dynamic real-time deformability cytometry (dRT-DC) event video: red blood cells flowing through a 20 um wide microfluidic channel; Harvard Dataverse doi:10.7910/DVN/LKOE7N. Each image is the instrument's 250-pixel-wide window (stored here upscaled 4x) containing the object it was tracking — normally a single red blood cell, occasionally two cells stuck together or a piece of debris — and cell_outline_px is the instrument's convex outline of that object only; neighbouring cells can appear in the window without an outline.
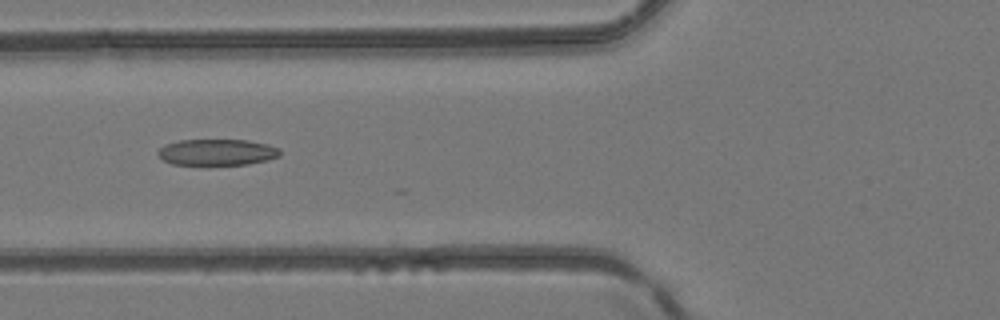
{"species": "common noctule bat (a hibernating species)", "species_latin": "Nyctalus noctula", "temperature_condition": "room temperature", "stored_images_in_passage": 24, "camera_frame_rate_fps": 3000, "um_per_image_px": 0.085, "animal": {"sex": "female", "body_mass_g": 24.6, "forearm_length_mm": 56.2}, "frame": {"image": 1, "passage_image": 20, "time_ms": 6.333, "image_size_px": [1000, 320], "cell_outline_px": [[280, 156], [268, 160], [248, 164], [208, 168], [172, 164], [164, 160], [156, 152], [164, 144], [180, 140], [248, 140], [268, 144], [280, 148]], "centroid_in_image_um": [18.43, 12.99], "position_along_channel_um": 107.4, "area_um2": 19.71}}
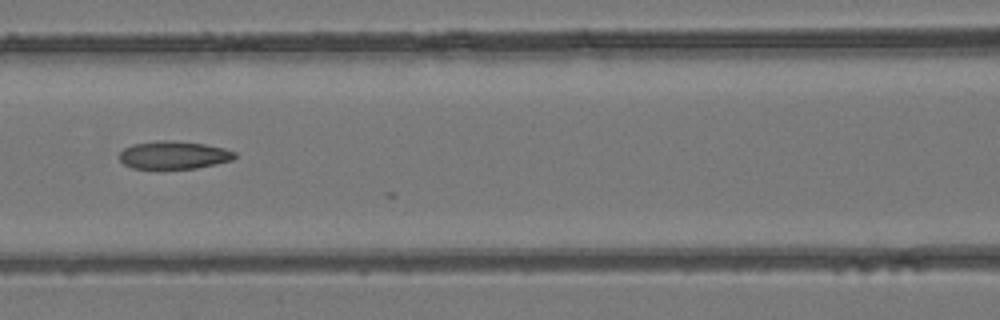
{"frame": {"image": 2, "passage_image": 23, "time_ms": 7.333, "image_size_px": [1000, 320], "cell_outline_px": [[236, 156], [232, 160], [216, 164], [196, 168], [132, 168], [124, 164], [120, 160], [120, 152], [124, 148], [132, 144], [160, 140], [172, 140], [204, 144], [224, 148], [236, 152]], "centroid_in_image_um": [14.77, 13.17], "position_along_channel_um": 151.8, "area_um2": 18.67}}